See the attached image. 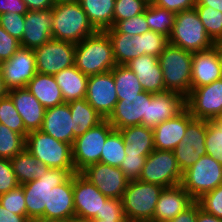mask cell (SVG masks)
<instances>
[{"instance_id": "1", "label": "cell", "mask_w": 222, "mask_h": 222, "mask_svg": "<svg viewBox=\"0 0 222 222\" xmlns=\"http://www.w3.org/2000/svg\"><path fill=\"white\" fill-rule=\"evenodd\" d=\"M74 65L87 76L108 72L117 65L106 31H96L76 43Z\"/></svg>"}, {"instance_id": "2", "label": "cell", "mask_w": 222, "mask_h": 222, "mask_svg": "<svg viewBox=\"0 0 222 222\" xmlns=\"http://www.w3.org/2000/svg\"><path fill=\"white\" fill-rule=\"evenodd\" d=\"M95 32L78 1L54 4L52 8L53 39L76 44Z\"/></svg>"}, {"instance_id": "3", "label": "cell", "mask_w": 222, "mask_h": 222, "mask_svg": "<svg viewBox=\"0 0 222 222\" xmlns=\"http://www.w3.org/2000/svg\"><path fill=\"white\" fill-rule=\"evenodd\" d=\"M193 52L168 43L158 57L166 91H174L185 98L191 91Z\"/></svg>"}, {"instance_id": "4", "label": "cell", "mask_w": 222, "mask_h": 222, "mask_svg": "<svg viewBox=\"0 0 222 222\" xmlns=\"http://www.w3.org/2000/svg\"><path fill=\"white\" fill-rule=\"evenodd\" d=\"M163 189L154 183L129 181L121 199L125 218L129 222H151Z\"/></svg>"}, {"instance_id": "5", "label": "cell", "mask_w": 222, "mask_h": 222, "mask_svg": "<svg viewBox=\"0 0 222 222\" xmlns=\"http://www.w3.org/2000/svg\"><path fill=\"white\" fill-rule=\"evenodd\" d=\"M168 42L191 52L205 51L214 45L195 8L175 15Z\"/></svg>"}, {"instance_id": "6", "label": "cell", "mask_w": 222, "mask_h": 222, "mask_svg": "<svg viewBox=\"0 0 222 222\" xmlns=\"http://www.w3.org/2000/svg\"><path fill=\"white\" fill-rule=\"evenodd\" d=\"M25 148L49 168L75 169L72 145L56 140L41 130L29 132Z\"/></svg>"}, {"instance_id": "7", "label": "cell", "mask_w": 222, "mask_h": 222, "mask_svg": "<svg viewBox=\"0 0 222 222\" xmlns=\"http://www.w3.org/2000/svg\"><path fill=\"white\" fill-rule=\"evenodd\" d=\"M75 173V169L50 168L40 178L22 184L28 219L43 217L45 207H48L49 191L66 182Z\"/></svg>"}, {"instance_id": "8", "label": "cell", "mask_w": 222, "mask_h": 222, "mask_svg": "<svg viewBox=\"0 0 222 222\" xmlns=\"http://www.w3.org/2000/svg\"><path fill=\"white\" fill-rule=\"evenodd\" d=\"M107 119L77 136L72 145V158L76 173L88 166L100 162L102 148L106 138L114 131Z\"/></svg>"}, {"instance_id": "9", "label": "cell", "mask_w": 222, "mask_h": 222, "mask_svg": "<svg viewBox=\"0 0 222 222\" xmlns=\"http://www.w3.org/2000/svg\"><path fill=\"white\" fill-rule=\"evenodd\" d=\"M222 184V165L209 155L201 156L183 172L182 187L197 201Z\"/></svg>"}, {"instance_id": "10", "label": "cell", "mask_w": 222, "mask_h": 222, "mask_svg": "<svg viewBox=\"0 0 222 222\" xmlns=\"http://www.w3.org/2000/svg\"><path fill=\"white\" fill-rule=\"evenodd\" d=\"M182 177L174 152L154 149L147 156L139 180L171 187L181 184Z\"/></svg>"}, {"instance_id": "11", "label": "cell", "mask_w": 222, "mask_h": 222, "mask_svg": "<svg viewBox=\"0 0 222 222\" xmlns=\"http://www.w3.org/2000/svg\"><path fill=\"white\" fill-rule=\"evenodd\" d=\"M76 44L51 39L34 49L37 73L54 76L74 65Z\"/></svg>"}, {"instance_id": "12", "label": "cell", "mask_w": 222, "mask_h": 222, "mask_svg": "<svg viewBox=\"0 0 222 222\" xmlns=\"http://www.w3.org/2000/svg\"><path fill=\"white\" fill-rule=\"evenodd\" d=\"M0 69L8 91L26 88L37 73L34 50L20 47L9 60L0 63Z\"/></svg>"}, {"instance_id": "13", "label": "cell", "mask_w": 222, "mask_h": 222, "mask_svg": "<svg viewBox=\"0 0 222 222\" xmlns=\"http://www.w3.org/2000/svg\"><path fill=\"white\" fill-rule=\"evenodd\" d=\"M208 120L193 119L187 126L181 142L173 150L182 173L207 155L205 148Z\"/></svg>"}, {"instance_id": "14", "label": "cell", "mask_w": 222, "mask_h": 222, "mask_svg": "<svg viewBox=\"0 0 222 222\" xmlns=\"http://www.w3.org/2000/svg\"><path fill=\"white\" fill-rule=\"evenodd\" d=\"M186 108L194 119L212 121L222 111V78L191 89Z\"/></svg>"}, {"instance_id": "15", "label": "cell", "mask_w": 222, "mask_h": 222, "mask_svg": "<svg viewBox=\"0 0 222 222\" xmlns=\"http://www.w3.org/2000/svg\"><path fill=\"white\" fill-rule=\"evenodd\" d=\"M86 101L104 118L107 119L117 101V92L113 72L88 76Z\"/></svg>"}, {"instance_id": "16", "label": "cell", "mask_w": 222, "mask_h": 222, "mask_svg": "<svg viewBox=\"0 0 222 222\" xmlns=\"http://www.w3.org/2000/svg\"><path fill=\"white\" fill-rule=\"evenodd\" d=\"M81 174L108 198L121 200L129 180L119 167L95 163L84 169Z\"/></svg>"}, {"instance_id": "17", "label": "cell", "mask_w": 222, "mask_h": 222, "mask_svg": "<svg viewBox=\"0 0 222 222\" xmlns=\"http://www.w3.org/2000/svg\"><path fill=\"white\" fill-rule=\"evenodd\" d=\"M108 199L81 173L73 174V201L75 216L95 219L101 214L103 202Z\"/></svg>"}, {"instance_id": "18", "label": "cell", "mask_w": 222, "mask_h": 222, "mask_svg": "<svg viewBox=\"0 0 222 222\" xmlns=\"http://www.w3.org/2000/svg\"><path fill=\"white\" fill-rule=\"evenodd\" d=\"M151 94L143 91L136 96L118 97V101L107 120L115 130L142 125L143 118H147L148 97Z\"/></svg>"}, {"instance_id": "19", "label": "cell", "mask_w": 222, "mask_h": 222, "mask_svg": "<svg viewBox=\"0 0 222 222\" xmlns=\"http://www.w3.org/2000/svg\"><path fill=\"white\" fill-rule=\"evenodd\" d=\"M186 108V98L174 91L151 94L148 97L147 118L142 125L154 128L157 124L176 117Z\"/></svg>"}, {"instance_id": "20", "label": "cell", "mask_w": 222, "mask_h": 222, "mask_svg": "<svg viewBox=\"0 0 222 222\" xmlns=\"http://www.w3.org/2000/svg\"><path fill=\"white\" fill-rule=\"evenodd\" d=\"M53 39L52 8L31 11L25 14V28L21 39V47L35 49Z\"/></svg>"}, {"instance_id": "21", "label": "cell", "mask_w": 222, "mask_h": 222, "mask_svg": "<svg viewBox=\"0 0 222 222\" xmlns=\"http://www.w3.org/2000/svg\"><path fill=\"white\" fill-rule=\"evenodd\" d=\"M194 119L185 108L176 117L157 124L153 128L154 148L173 151L185 135L188 124Z\"/></svg>"}, {"instance_id": "22", "label": "cell", "mask_w": 222, "mask_h": 222, "mask_svg": "<svg viewBox=\"0 0 222 222\" xmlns=\"http://www.w3.org/2000/svg\"><path fill=\"white\" fill-rule=\"evenodd\" d=\"M195 200L181 184L164 187L151 222H168L191 206Z\"/></svg>"}, {"instance_id": "23", "label": "cell", "mask_w": 222, "mask_h": 222, "mask_svg": "<svg viewBox=\"0 0 222 222\" xmlns=\"http://www.w3.org/2000/svg\"><path fill=\"white\" fill-rule=\"evenodd\" d=\"M7 94L21 116L25 129L28 132L41 130L46 108L39 100L27 88L12 89Z\"/></svg>"}, {"instance_id": "24", "label": "cell", "mask_w": 222, "mask_h": 222, "mask_svg": "<svg viewBox=\"0 0 222 222\" xmlns=\"http://www.w3.org/2000/svg\"><path fill=\"white\" fill-rule=\"evenodd\" d=\"M126 67L135 73L145 92L156 94L166 91L158 57L138 56L129 61Z\"/></svg>"}, {"instance_id": "25", "label": "cell", "mask_w": 222, "mask_h": 222, "mask_svg": "<svg viewBox=\"0 0 222 222\" xmlns=\"http://www.w3.org/2000/svg\"><path fill=\"white\" fill-rule=\"evenodd\" d=\"M72 128H74V122L72 121L68 103L45 110L41 131L58 141L73 145L76 137L73 134Z\"/></svg>"}, {"instance_id": "26", "label": "cell", "mask_w": 222, "mask_h": 222, "mask_svg": "<svg viewBox=\"0 0 222 222\" xmlns=\"http://www.w3.org/2000/svg\"><path fill=\"white\" fill-rule=\"evenodd\" d=\"M222 78V66L217 51L211 49L193 52L191 89L211 84Z\"/></svg>"}, {"instance_id": "27", "label": "cell", "mask_w": 222, "mask_h": 222, "mask_svg": "<svg viewBox=\"0 0 222 222\" xmlns=\"http://www.w3.org/2000/svg\"><path fill=\"white\" fill-rule=\"evenodd\" d=\"M75 216L73 201V175L59 186L49 191L48 207H45L43 217L69 220Z\"/></svg>"}, {"instance_id": "28", "label": "cell", "mask_w": 222, "mask_h": 222, "mask_svg": "<svg viewBox=\"0 0 222 222\" xmlns=\"http://www.w3.org/2000/svg\"><path fill=\"white\" fill-rule=\"evenodd\" d=\"M54 78L61 89L65 103L86 98L88 76L75 65L63 69L55 74Z\"/></svg>"}, {"instance_id": "29", "label": "cell", "mask_w": 222, "mask_h": 222, "mask_svg": "<svg viewBox=\"0 0 222 222\" xmlns=\"http://www.w3.org/2000/svg\"><path fill=\"white\" fill-rule=\"evenodd\" d=\"M26 88L46 109L65 103L61 89L52 75L36 73Z\"/></svg>"}, {"instance_id": "30", "label": "cell", "mask_w": 222, "mask_h": 222, "mask_svg": "<svg viewBox=\"0 0 222 222\" xmlns=\"http://www.w3.org/2000/svg\"><path fill=\"white\" fill-rule=\"evenodd\" d=\"M78 2L96 31H106L114 26L115 0H79Z\"/></svg>"}, {"instance_id": "31", "label": "cell", "mask_w": 222, "mask_h": 222, "mask_svg": "<svg viewBox=\"0 0 222 222\" xmlns=\"http://www.w3.org/2000/svg\"><path fill=\"white\" fill-rule=\"evenodd\" d=\"M125 143V153L150 154L154 148L153 128L137 125L118 130Z\"/></svg>"}, {"instance_id": "32", "label": "cell", "mask_w": 222, "mask_h": 222, "mask_svg": "<svg viewBox=\"0 0 222 222\" xmlns=\"http://www.w3.org/2000/svg\"><path fill=\"white\" fill-rule=\"evenodd\" d=\"M10 162L19 185L40 178L50 169L48 166L38 162L26 148L11 158Z\"/></svg>"}, {"instance_id": "33", "label": "cell", "mask_w": 222, "mask_h": 222, "mask_svg": "<svg viewBox=\"0 0 222 222\" xmlns=\"http://www.w3.org/2000/svg\"><path fill=\"white\" fill-rule=\"evenodd\" d=\"M74 122L73 134L75 137L84 134L90 128L97 126L104 118L86 101V98L77 99L68 103Z\"/></svg>"}, {"instance_id": "34", "label": "cell", "mask_w": 222, "mask_h": 222, "mask_svg": "<svg viewBox=\"0 0 222 222\" xmlns=\"http://www.w3.org/2000/svg\"><path fill=\"white\" fill-rule=\"evenodd\" d=\"M112 44L113 56L117 65H126L138 57L135 52V39L132 35L119 33L114 27L106 30Z\"/></svg>"}, {"instance_id": "35", "label": "cell", "mask_w": 222, "mask_h": 222, "mask_svg": "<svg viewBox=\"0 0 222 222\" xmlns=\"http://www.w3.org/2000/svg\"><path fill=\"white\" fill-rule=\"evenodd\" d=\"M117 97H131L143 92L135 73L126 65H116L112 70Z\"/></svg>"}, {"instance_id": "36", "label": "cell", "mask_w": 222, "mask_h": 222, "mask_svg": "<svg viewBox=\"0 0 222 222\" xmlns=\"http://www.w3.org/2000/svg\"><path fill=\"white\" fill-rule=\"evenodd\" d=\"M175 13L155 6L154 4L147 5L145 9V18L151 31L160 33L167 38L171 35Z\"/></svg>"}, {"instance_id": "37", "label": "cell", "mask_w": 222, "mask_h": 222, "mask_svg": "<svg viewBox=\"0 0 222 222\" xmlns=\"http://www.w3.org/2000/svg\"><path fill=\"white\" fill-rule=\"evenodd\" d=\"M125 155V143L122 134L118 130H114L106 138L100 156V163L120 167Z\"/></svg>"}, {"instance_id": "38", "label": "cell", "mask_w": 222, "mask_h": 222, "mask_svg": "<svg viewBox=\"0 0 222 222\" xmlns=\"http://www.w3.org/2000/svg\"><path fill=\"white\" fill-rule=\"evenodd\" d=\"M133 39H135V52H138V56L159 57L169 43L166 36L151 30L141 35H135Z\"/></svg>"}, {"instance_id": "39", "label": "cell", "mask_w": 222, "mask_h": 222, "mask_svg": "<svg viewBox=\"0 0 222 222\" xmlns=\"http://www.w3.org/2000/svg\"><path fill=\"white\" fill-rule=\"evenodd\" d=\"M26 138L0 123V158L11 159L25 149Z\"/></svg>"}, {"instance_id": "40", "label": "cell", "mask_w": 222, "mask_h": 222, "mask_svg": "<svg viewBox=\"0 0 222 222\" xmlns=\"http://www.w3.org/2000/svg\"><path fill=\"white\" fill-rule=\"evenodd\" d=\"M0 123L11 130L23 135L25 138L29 133L24 126L23 120L8 94L0 98Z\"/></svg>"}, {"instance_id": "41", "label": "cell", "mask_w": 222, "mask_h": 222, "mask_svg": "<svg viewBox=\"0 0 222 222\" xmlns=\"http://www.w3.org/2000/svg\"><path fill=\"white\" fill-rule=\"evenodd\" d=\"M204 28L213 42L222 40V12L212 7L195 6Z\"/></svg>"}, {"instance_id": "42", "label": "cell", "mask_w": 222, "mask_h": 222, "mask_svg": "<svg viewBox=\"0 0 222 222\" xmlns=\"http://www.w3.org/2000/svg\"><path fill=\"white\" fill-rule=\"evenodd\" d=\"M205 148L207 155L222 165V128L208 120Z\"/></svg>"}, {"instance_id": "43", "label": "cell", "mask_w": 222, "mask_h": 222, "mask_svg": "<svg viewBox=\"0 0 222 222\" xmlns=\"http://www.w3.org/2000/svg\"><path fill=\"white\" fill-rule=\"evenodd\" d=\"M147 7L144 0H115L114 25L118 21L142 14Z\"/></svg>"}, {"instance_id": "44", "label": "cell", "mask_w": 222, "mask_h": 222, "mask_svg": "<svg viewBox=\"0 0 222 222\" xmlns=\"http://www.w3.org/2000/svg\"><path fill=\"white\" fill-rule=\"evenodd\" d=\"M0 204L17 215H27L25 195L22 185L0 195Z\"/></svg>"}, {"instance_id": "45", "label": "cell", "mask_w": 222, "mask_h": 222, "mask_svg": "<svg viewBox=\"0 0 222 222\" xmlns=\"http://www.w3.org/2000/svg\"><path fill=\"white\" fill-rule=\"evenodd\" d=\"M148 155L149 154L126 153L119 168L129 181L139 180Z\"/></svg>"}, {"instance_id": "46", "label": "cell", "mask_w": 222, "mask_h": 222, "mask_svg": "<svg viewBox=\"0 0 222 222\" xmlns=\"http://www.w3.org/2000/svg\"><path fill=\"white\" fill-rule=\"evenodd\" d=\"M206 213L222 219V184L197 200Z\"/></svg>"}, {"instance_id": "47", "label": "cell", "mask_w": 222, "mask_h": 222, "mask_svg": "<svg viewBox=\"0 0 222 222\" xmlns=\"http://www.w3.org/2000/svg\"><path fill=\"white\" fill-rule=\"evenodd\" d=\"M113 27L119 33H126L132 36L141 35L150 31L145 18V11L142 14H139L132 18L118 21Z\"/></svg>"}, {"instance_id": "48", "label": "cell", "mask_w": 222, "mask_h": 222, "mask_svg": "<svg viewBox=\"0 0 222 222\" xmlns=\"http://www.w3.org/2000/svg\"><path fill=\"white\" fill-rule=\"evenodd\" d=\"M0 26L13 38L21 42L24 28L25 15L17 13H4L0 15Z\"/></svg>"}, {"instance_id": "49", "label": "cell", "mask_w": 222, "mask_h": 222, "mask_svg": "<svg viewBox=\"0 0 222 222\" xmlns=\"http://www.w3.org/2000/svg\"><path fill=\"white\" fill-rule=\"evenodd\" d=\"M18 185L10 159L0 158V195L7 193Z\"/></svg>"}, {"instance_id": "50", "label": "cell", "mask_w": 222, "mask_h": 222, "mask_svg": "<svg viewBox=\"0 0 222 222\" xmlns=\"http://www.w3.org/2000/svg\"><path fill=\"white\" fill-rule=\"evenodd\" d=\"M95 219L127 220L124 215L122 200L108 198L105 202H103L101 214H99Z\"/></svg>"}, {"instance_id": "51", "label": "cell", "mask_w": 222, "mask_h": 222, "mask_svg": "<svg viewBox=\"0 0 222 222\" xmlns=\"http://www.w3.org/2000/svg\"><path fill=\"white\" fill-rule=\"evenodd\" d=\"M20 47V41L10 36L0 26V63L9 60Z\"/></svg>"}, {"instance_id": "52", "label": "cell", "mask_w": 222, "mask_h": 222, "mask_svg": "<svg viewBox=\"0 0 222 222\" xmlns=\"http://www.w3.org/2000/svg\"><path fill=\"white\" fill-rule=\"evenodd\" d=\"M153 4L177 14L182 11L194 9L196 0H155Z\"/></svg>"}, {"instance_id": "53", "label": "cell", "mask_w": 222, "mask_h": 222, "mask_svg": "<svg viewBox=\"0 0 222 222\" xmlns=\"http://www.w3.org/2000/svg\"><path fill=\"white\" fill-rule=\"evenodd\" d=\"M28 9L23 0H0V15L4 13H17L25 15Z\"/></svg>"}, {"instance_id": "54", "label": "cell", "mask_w": 222, "mask_h": 222, "mask_svg": "<svg viewBox=\"0 0 222 222\" xmlns=\"http://www.w3.org/2000/svg\"><path fill=\"white\" fill-rule=\"evenodd\" d=\"M197 218V201H195L186 210L179 213L173 220L168 222H196Z\"/></svg>"}, {"instance_id": "55", "label": "cell", "mask_w": 222, "mask_h": 222, "mask_svg": "<svg viewBox=\"0 0 222 222\" xmlns=\"http://www.w3.org/2000/svg\"><path fill=\"white\" fill-rule=\"evenodd\" d=\"M0 222H29L27 215H17L0 204Z\"/></svg>"}, {"instance_id": "56", "label": "cell", "mask_w": 222, "mask_h": 222, "mask_svg": "<svg viewBox=\"0 0 222 222\" xmlns=\"http://www.w3.org/2000/svg\"><path fill=\"white\" fill-rule=\"evenodd\" d=\"M28 10L37 11L54 7L53 0H23Z\"/></svg>"}, {"instance_id": "57", "label": "cell", "mask_w": 222, "mask_h": 222, "mask_svg": "<svg viewBox=\"0 0 222 222\" xmlns=\"http://www.w3.org/2000/svg\"><path fill=\"white\" fill-rule=\"evenodd\" d=\"M196 222H222V219L206 213L203 209H201L200 204L197 202Z\"/></svg>"}, {"instance_id": "58", "label": "cell", "mask_w": 222, "mask_h": 222, "mask_svg": "<svg viewBox=\"0 0 222 222\" xmlns=\"http://www.w3.org/2000/svg\"><path fill=\"white\" fill-rule=\"evenodd\" d=\"M195 6L212 7L214 10L222 12V0H196Z\"/></svg>"}, {"instance_id": "59", "label": "cell", "mask_w": 222, "mask_h": 222, "mask_svg": "<svg viewBox=\"0 0 222 222\" xmlns=\"http://www.w3.org/2000/svg\"><path fill=\"white\" fill-rule=\"evenodd\" d=\"M29 222H68V220H61V219H54V218H47V217H38L29 220Z\"/></svg>"}, {"instance_id": "60", "label": "cell", "mask_w": 222, "mask_h": 222, "mask_svg": "<svg viewBox=\"0 0 222 222\" xmlns=\"http://www.w3.org/2000/svg\"><path fill=\"white\" fill-rule=\"evenodd\" d=\"M213 47L217 51L222 66V40L215 41Z\"/></svg>"}, {"instance_id": "61", "label": "cell", "mask_w": 222, "mask_h": 222, "mask_svg": "<svg viewBox=\"0 0 222 222\" xmlns=\"http://www.w3.org/2000/svg\"><path fill=\"white\" fill-rule=\"evenodd\" d=\"M8 93V90L6 89L2 74H1V69H0V98L4 97Z\"/></svg>"}, {"instance_id": "62", "label": "cell", "mask_w": 222, "mask_h": 222, "mask_svg": "<svg viewBox=\"0 0 222 222\" xmlns=\"http://www.w3.org/2000/svg\"><path fill=\"white\" fill-rule=\"evenodd\" d=\"M68 222H91V219L79 217V216H72Z\"/></svg>"}, {"instance_id": "63", "label": "cell", "mask_w": 222, "mask_h": 222, "mask_svg": "<svg viewBox=\"0 0 222 222\" xmlns=\"http://www.w3.org/2000/svg\"><path fill=\"white\" fill-rule=\"evenodd\" d=\"M212 121L222 128V111Z\"/></svg>"}, {"instance_id": "64", "label": "cell", "mask_w": 222, "mask_h": 222, "mask_svg": "<svg viewBox=\"0 0 222 222\" xmlns=\"http://www.w3.org/2000/svg\"><path fill=\"white\" fill-rule=\"evenodd\" d=\"M91 222H129L128 220H101V219H91Z\"/></svg>"}, {"instance_id": "65", "label": "cell", "mask_w": 222, "mask_h": 222, "mask_svg": "<svg viewBox=\"0 0 222 222\" xmlns=\"http://www.w3.org/2000/svg\"><path fill=\"white\" fill-rule=\"evenodd\" d=\"M79 0H53L54 4H61V3H72L77 2Z\"/></svg>"}, {"instance_id": "66", "label": "cell", "mask_w": 222, "mask_h": 222, "mask_svg": "<svg viewBox=\"0 0 222 222\" xmlns=\"http://www.w3.org/2000/svg\"><path fill=\"white\" fill-rule=\"evenodd\" d=\"M146 2L147 5L149 4H153L155 2V0H144Z\"/></svg>"}]
</instances>
